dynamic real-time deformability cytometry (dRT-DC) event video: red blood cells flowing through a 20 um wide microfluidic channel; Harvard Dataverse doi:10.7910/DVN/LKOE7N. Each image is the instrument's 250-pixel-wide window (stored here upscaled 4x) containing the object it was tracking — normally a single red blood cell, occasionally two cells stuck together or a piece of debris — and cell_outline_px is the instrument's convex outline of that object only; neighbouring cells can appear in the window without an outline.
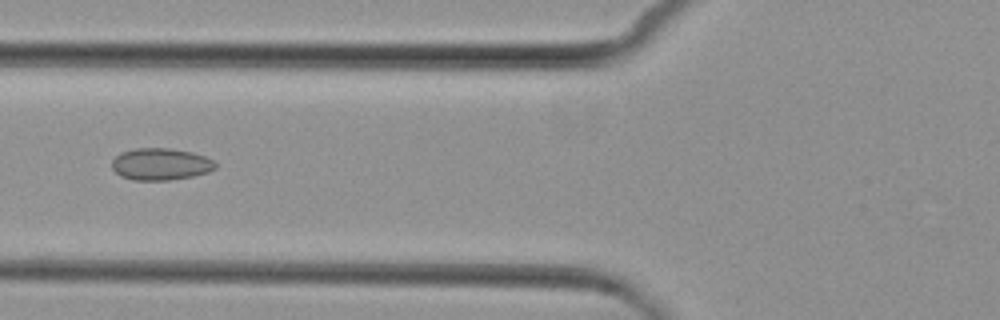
{"species": "common noctule bat (a hibernating species)", "species_latin": "Nyctalus noctula", "temperature_condition": "cold", "stored_images_in_passage": 5, "camera_frame_rate_fps": 3000, "um_per_image_px": 0.085, "animal": {"sex": "female", "body_mass_g": 29.2, "forearm_length_mm": 56.3}, "frame": {"image": 1, "passage_image": 2, "time_ms": 1.333, "image_size_px": [1000, 320], "cell_outline_px": [[216, 168], [208, 172], [192, 176], [168, 180], [132, 180], [120, 176], [112, 168], [112, 160], [120, 152], [136, 148], [168, 148], [192, 152], [204, 156], [212, 160], [216, 164]], "centroid_in_image_um": [13.63, 13.95], "position_along_channel_um": 112.2, "area_um2": 19.25}}
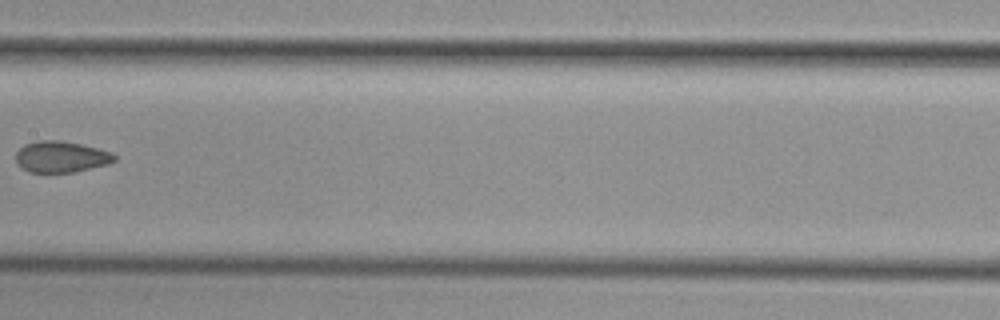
{"frame": {"image": 2, "passage_image": 4, "time_ms": 3.667, "image_size_px": [1000, 320], "cell_outline_px": [[116, 160], [108, 164], [76, 172], [28, 172], [16, 164], [16, 152], [24, 144], [40, 140], [60, 140], [80, 144], [112, 152], [116, 156]], "centroid_in_image_um": [5.18, 13.33], "position_along_channel_um": 202.2, "area_um2": 18.03}}
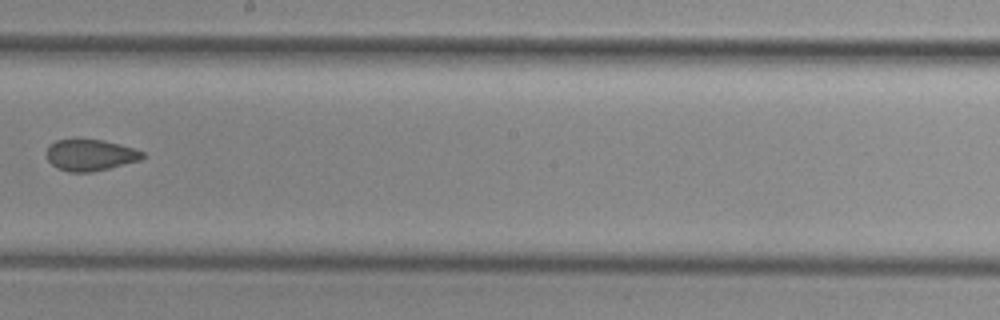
{"frame": {"image": 3, "passage_image": 5, "time_ms": 4.667, "image_size_px": [1000, 320], "cell_outline_px": [[144, 156], [140, 160], [92, 172], [68, 172], [56, 168], [48, 160], [44, 152], [56, 140], [76, 136], [104, 140], [132, 148], [144, 152]], "centroid_in_image_um": [7.6, 13.14], "position_along_channel_um": 240.6, "area_um2": 18.03}}